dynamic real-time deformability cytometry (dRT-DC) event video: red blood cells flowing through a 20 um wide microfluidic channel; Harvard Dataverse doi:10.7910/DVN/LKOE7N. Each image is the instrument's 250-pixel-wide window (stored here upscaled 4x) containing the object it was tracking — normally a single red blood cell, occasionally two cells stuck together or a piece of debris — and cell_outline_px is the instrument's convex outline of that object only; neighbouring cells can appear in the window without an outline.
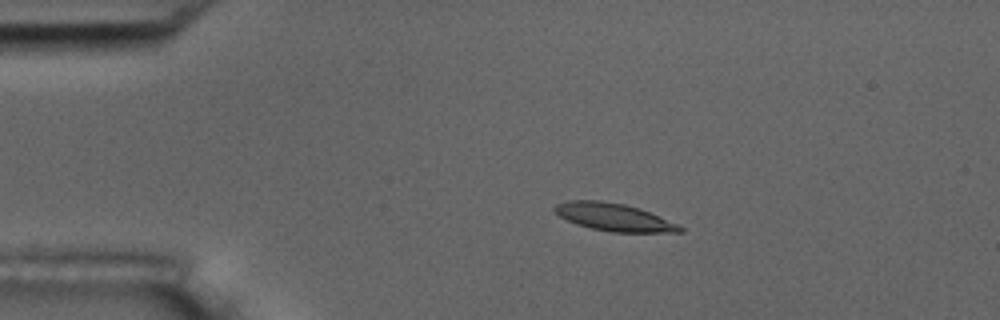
{"species": "common noctule bat (a hibernating species)", "species_latin": "Nyctalus noctula", "temperature_condition": "room temperature", "stored_images_in_passage": 6, "camera_frame_rate_fps": 3000, "um_per_image_px": 0.085, "animal": {"sex": "male", "body_mass_g": 17.5, "forearm_length_mm": 52.3}, "frame": {"image": 1, "passage_image": 4, "time_ms": 3.667, "image_size_px": [1000, 320], "cell_outline_px": [[684, 232], [612, 232], [592, 228], [576, 224], [560, 216], [552, 208], [556, 204], [568, 200], [600, 200], [624, 204], [640, 208], [676, 224], [684, 228]], "centroid_in_image_um": [52.15, 18.45], "position_along_channel_um": 32.8, "area_um2": 19.94}}